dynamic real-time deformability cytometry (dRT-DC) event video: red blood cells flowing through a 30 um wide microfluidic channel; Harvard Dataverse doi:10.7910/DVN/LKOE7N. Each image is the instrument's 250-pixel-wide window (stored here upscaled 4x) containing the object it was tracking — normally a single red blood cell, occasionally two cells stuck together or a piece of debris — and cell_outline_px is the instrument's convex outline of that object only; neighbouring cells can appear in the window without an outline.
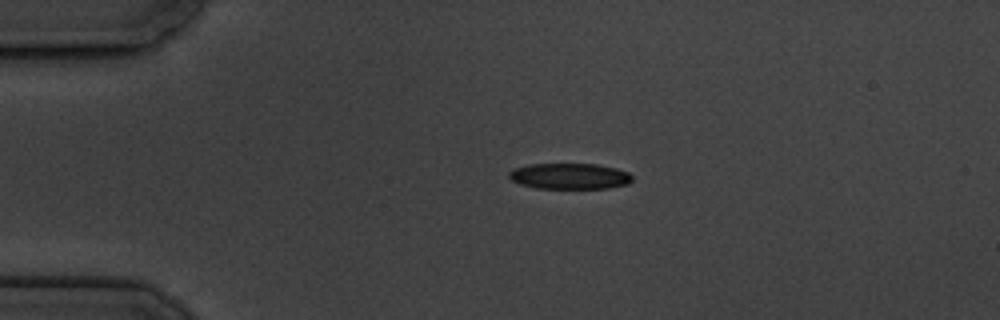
{"species": "common noctule bat (a hibernating species)", "species_latin": "Nyctalus noctula", "temperature_condition": "cold", "stored_images_in_passage": 3, "camera_frame_rate_fps": 3000, "um_per_image_px": 0.085, "animal": {"sex": "male", "body_mass_g": 19.5, "forearm_length_mm": 54.6}, "frame": {"image": 1, "passage_image": 2, "time_ms": 1.0, "image_size_px": [1000, 320], "cell_outline_px": [[632, 180], [628, 184], [608, 188], [536, 188], [520, 184], [512, 180], [508, 176], [508, 172], [512, 168], [528, 164], [596, 164], [616, 168], [628, 172], [632, 176]], "centroid_in_image_um": [48.39, 14.97], "position_along_channel_um": 36.6, "area_um2": 18.67}}